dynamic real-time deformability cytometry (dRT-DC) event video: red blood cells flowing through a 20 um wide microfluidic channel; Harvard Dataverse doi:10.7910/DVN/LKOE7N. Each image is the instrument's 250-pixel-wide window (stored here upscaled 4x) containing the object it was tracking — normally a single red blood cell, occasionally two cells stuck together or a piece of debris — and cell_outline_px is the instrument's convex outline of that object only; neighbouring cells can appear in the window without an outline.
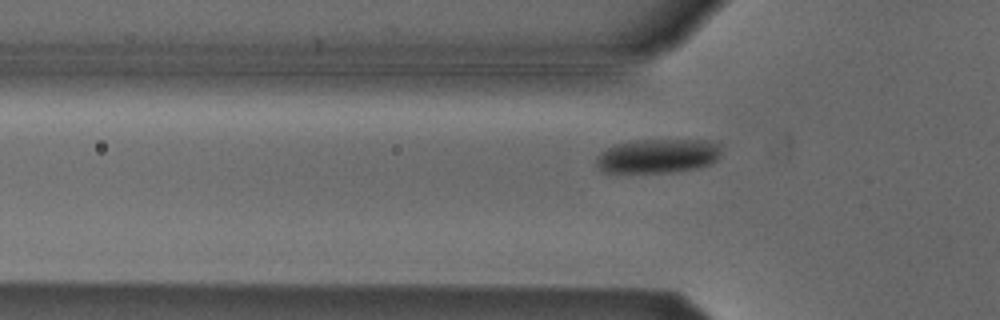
{"species": "Egyptian fruit bat (a non-hibernating species)", "species_latin": "Rousettus aegyptiacus", "temperature_condition": "cold", "stored_images_in_passage": 39, "camera_frame_rate_fps": 3000, "um_per_image_px": 0.085, "animal": {"sex": "male"}, "frame": {"image": 1, "passage_image": 3, "time_ms": 0.667, "image_size_px": [1000, 320], "cell_outline_px": [[720, 156], [716, 160], [700, 168], [672, 172], [604, 172], [596, 164], [596, 156], [600, 152], [616, 144], [636, 140], [704, 140], [720, 144]], "centroid_in_image_um": [55.92, 13.26], "position_along_channel_um": 69.9, "area_um2": 24.85}}
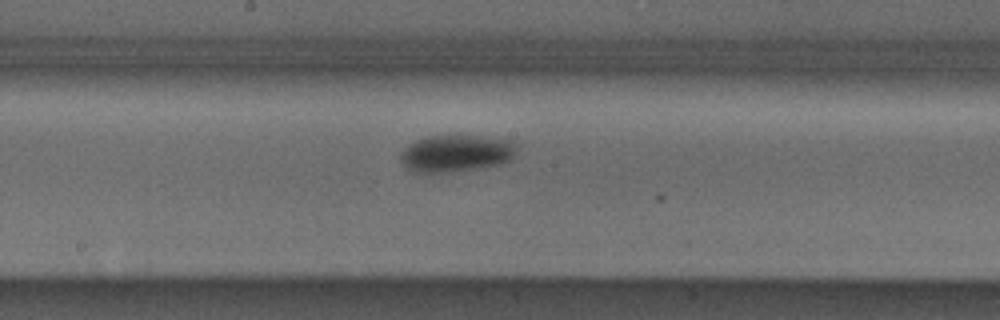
{"frame": {"image": 2, "passage_image": 14, "time_ms": 4.333, "image_size_px": [1000, 320], "cell_outline_px": [[516, 148], [512, 156], [508, 160], [500, 164], [444, 172], [412, 172], [404, 168], [400, 160], [400, 152], [408, 144], [416, 140], [428, 136], [456, 132], [512, 140]], "centroid_in_image_um": [38.69, 12.97], "position_along_channel_um": 209.5, "area_um2": 25.61}}
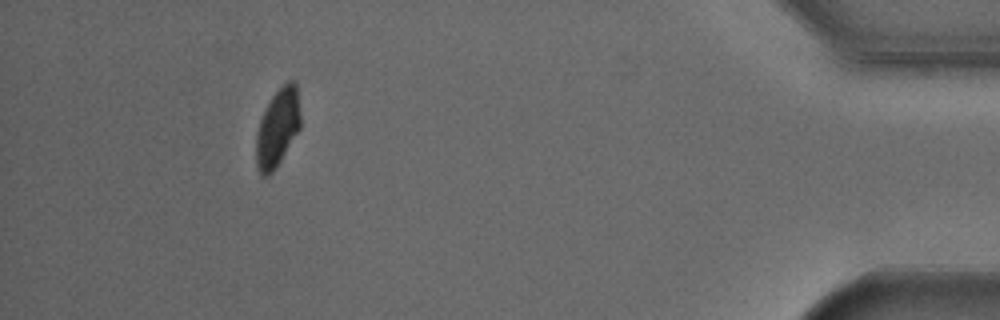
{"frame": {"image": 3, "passage_image": 35, "time_ms": 11.333, "image_size_px": [1000, 320], "cell_outline_px": [[300, 128], [280, 160], [272, 172], [268, 176], [264, 176], [260, 172], [256, 164], [256, 132], [260, 120], [272, 96], [288, 80], [296, 80], [300, 112]], "centroid_in_image_um": [23.6, 10.83], "position_along_channel_um": 411.6, "area_um2": 19.83}, "authors_computed_cell_mechanics": {"area_um2": 24.7384, "velocity_mm_per_s": 3.8032, "shape_relaxation_time_tau1_ms": 1.7321, "shape_relaxation_time_tau2_ms": null, "deformation_change_tau1": 0.0657, "deformation_change_tau2": null}}